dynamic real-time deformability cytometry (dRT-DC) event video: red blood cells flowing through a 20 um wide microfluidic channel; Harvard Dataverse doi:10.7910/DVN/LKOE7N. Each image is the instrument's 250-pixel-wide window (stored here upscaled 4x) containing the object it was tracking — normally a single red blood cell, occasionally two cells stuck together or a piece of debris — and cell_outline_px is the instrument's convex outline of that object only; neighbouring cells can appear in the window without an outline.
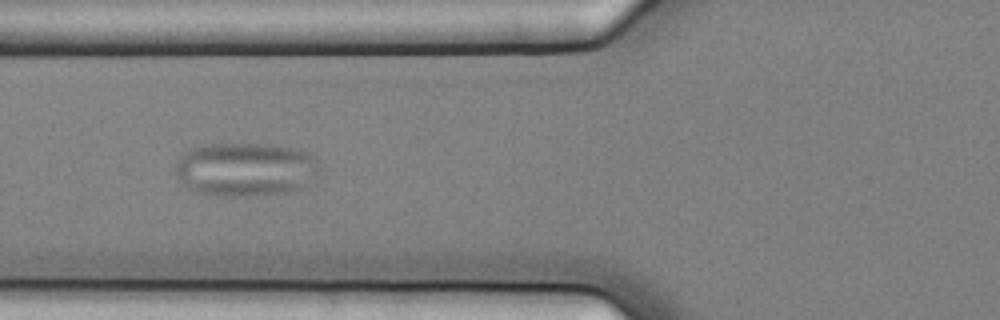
{"species": "common noctule bat (a hibernating species)", "species_latin": "Nyctalus noctula", "temperature_condition": "cold", "stored_images_in_passage": 6, "camera_frame_rate_fps": 3000, "um_per_image_px": 0.085, "animal": {"sex": "female", "body_mass_g": 25.1}, "frame": {"image": 1, "passage_image": 5, "time_ms": 1.333, "image_size_px": [1000, 320], "cell_outline_px": [[320, 168], [300, 188], [284, 192], [244, 196], [224, 196], [200, 192], [188, 188], [176, 176], [176, 168], [180, 156], [184, 152], [192, 148], [212, 144], [260, 144], [300, 148], [316, 156]], "centroid_in_image_um": [20.87, 14.37], "position_along_channel_um": 104.9, "area_um2": 44.68}}